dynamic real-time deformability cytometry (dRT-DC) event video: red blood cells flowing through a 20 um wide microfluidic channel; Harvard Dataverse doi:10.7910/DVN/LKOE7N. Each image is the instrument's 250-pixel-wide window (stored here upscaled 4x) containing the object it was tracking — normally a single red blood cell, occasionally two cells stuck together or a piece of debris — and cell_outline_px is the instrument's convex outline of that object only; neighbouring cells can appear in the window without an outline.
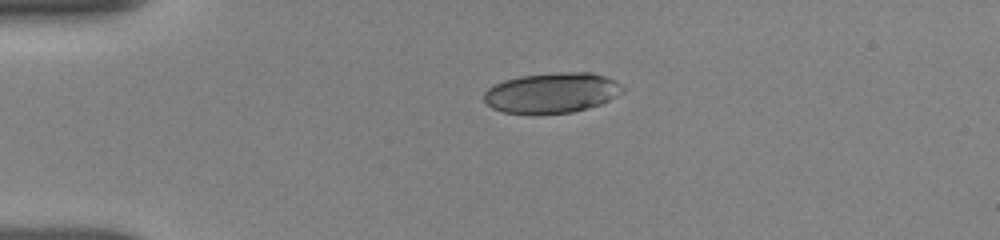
{"species": "human", "species_latin": "Homo sapiens", "temperature_condition": "room temperature", "stored_images_in_passage": 34, "camera_frame_rate_fps": 3000, "um_per_image_px": 0.085, "donor": {"sex": "female"}, "frame": {"image": 1, "passage_image": 1, "time_ms": 0.0, "image_size_px": [1000, 240], "cell_outline_px": [[624, 88], [616, 96], [600, 104], [572, 112], [540, 116], [528, 116], [504, 112], [492, 108], [484, 100], [484, 92], [492, 84], [504, 80], [520, 76], [560, 72], [592, 72], [604, 76], [612, 80]], "centroid_in_image_um": [46.82, 7.92], "position_along_channel_um": 38.2, "area_um2": 33.0}}
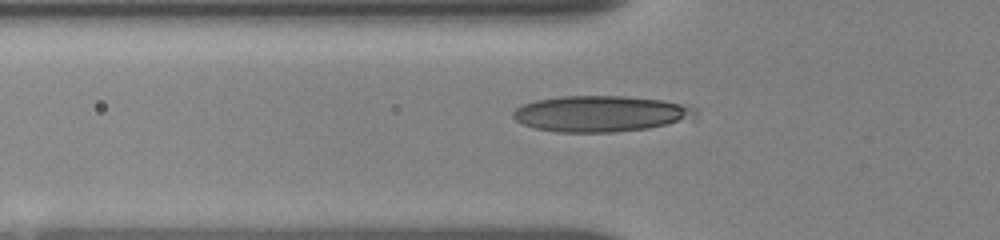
{"frame": {"image": 2, "passage_image": 15, "time_ms": 2.0, "image_size_px": [1000, 240], "cell_outline_px": [[700, 108], [696, 116], [668, 124], [648, 128], [612, 132], [556, 132], [536, 128], [524, 124], [516, 120], [512, 116], [512, 112], [516, 108], [524, 104], [536, 100], [560, 96], [624, 96], [664, 100], [688, 104]], "centroid_in_image_um": [51.1, 9.65], "position_along_channel_um": 74.7, "area_um2": 38.38}}